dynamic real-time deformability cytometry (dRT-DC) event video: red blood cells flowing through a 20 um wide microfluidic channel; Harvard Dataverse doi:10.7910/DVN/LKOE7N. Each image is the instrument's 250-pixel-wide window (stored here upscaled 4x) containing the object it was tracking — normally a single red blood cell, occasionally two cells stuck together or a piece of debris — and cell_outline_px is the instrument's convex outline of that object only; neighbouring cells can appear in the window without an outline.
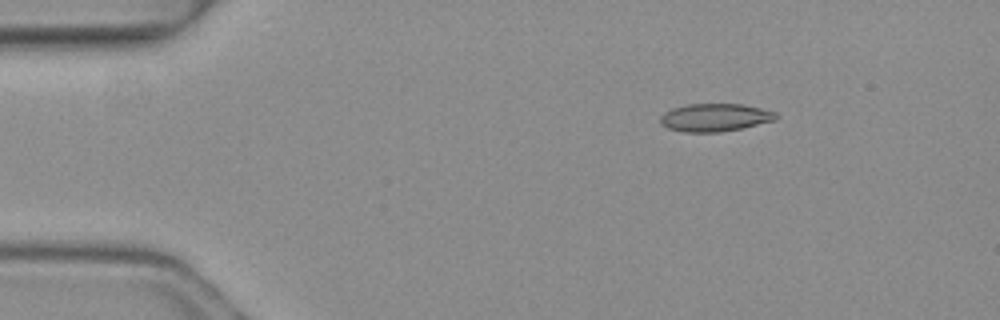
{"species": "common noctule bat (a hibernating species)", "species_latin": "Nyctalus noctula", "temperature_condition": "warm", "stored_images_in_passage": 4, "camera_frame_rate_fps": 3000, "um_per_image_px": 0.085, "animal": {"sex": "female", "body_mass_g": 19.3, "forearm_length_mm": 54.1}, "frame": {"image": 1, "passage_image": 2, "time_ms": 0.333, "image_size_px": [1000, 320], "cell_outline_px": [[776, 120], [740, 128], [720, 132], [684, 132], [668, 128], [660, 124], [660, 116], [664, 112], [672, 108], [688, 104], [744, 104], [776, 112]], "centroid_in_image_um": [60.73, 9.98], "position_along_channel_um": 24.3, "area_um2": 18.73}}